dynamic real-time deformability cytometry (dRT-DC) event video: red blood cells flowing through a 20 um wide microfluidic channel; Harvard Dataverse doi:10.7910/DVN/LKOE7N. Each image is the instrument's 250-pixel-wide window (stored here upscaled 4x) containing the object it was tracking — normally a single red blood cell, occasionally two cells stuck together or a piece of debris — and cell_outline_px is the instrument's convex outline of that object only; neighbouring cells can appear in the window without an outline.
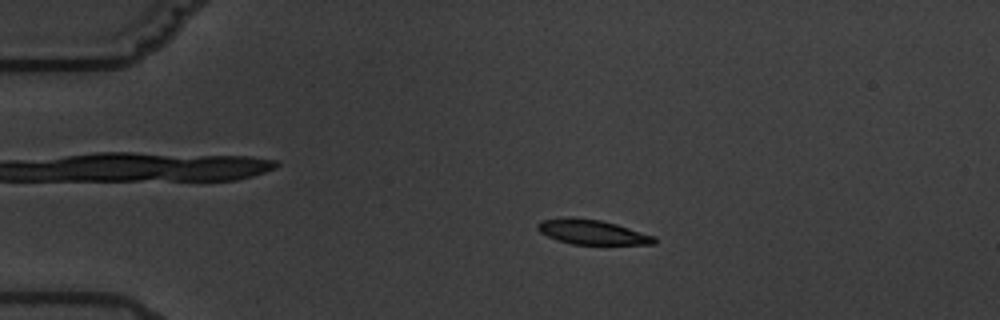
{"species": "common noctule bat (a hibernating species)", "species_latin": "Nyctalus noctula", "temperature_condition": "warm", "stored_images_in_passage": 10, "camera_frame_rate_fps": 3000, "um_per_image_px": 0.085, "animal": {"sex": "male", "body_mass_g": 19.5, "forearm_length_mm": 54.6}, "frame": {"image": 1, "passage_image": 4, "time_ms": 3.333, "image_size_px": [1000, 320], "cell_outline_px": [[656, 244], [572, 244], [556, 240], [540, 232], [536, 228], [536, 224], [540, 220], [564, 216], [572, 216], [600, 220], [616, 224], [656, 236]], "centroid_in_image_um": [50.28, 19.7], "position_along_channel_um": 34.7, "area_um2": 17.05}}